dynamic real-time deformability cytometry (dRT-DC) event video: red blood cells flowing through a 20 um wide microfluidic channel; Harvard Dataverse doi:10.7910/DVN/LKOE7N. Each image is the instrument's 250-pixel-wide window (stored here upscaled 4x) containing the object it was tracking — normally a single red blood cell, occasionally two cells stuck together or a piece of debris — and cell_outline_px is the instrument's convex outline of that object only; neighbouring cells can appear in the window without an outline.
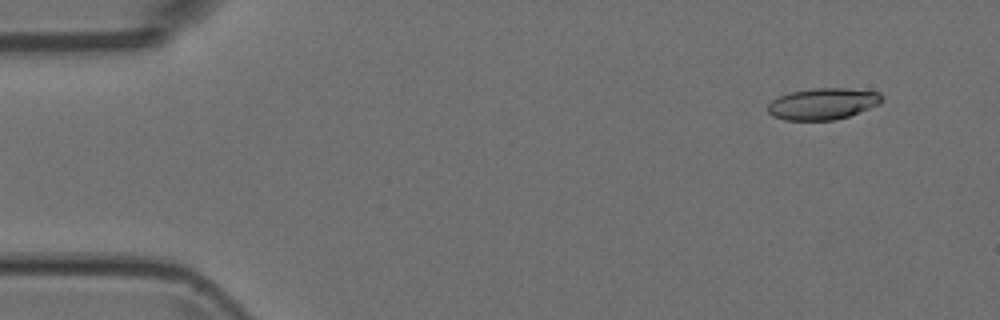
{"species": "Egyptian fruit bat (a non-hibernating species)", "species_latin": "Rousettus aegyptiacus", "temperature_condition": "room temperature", "stored_images_in_passage": 5, "camera_frame_rate_fps": 3000, "um_per_image_px": 0.085, "animal": {"sex": "female"}, "frame": {"image": 1, "passage_image": 2, "time_ms": 0.333, "image_size_px": [1000, 320], "cell_outline_px": [[884, 100], [880, 104], [848, 116], [832, 120], [784, 120], [772, 116], [768, 112], [768, 104], [772, 100], [780, 96], [792, 92], [816, 88], [844, 88], [880, 92]], "centroid_in_image_um": [69.95, 8.82], "position_along_channel_um": 15.0, "area_um2": 20.81}}
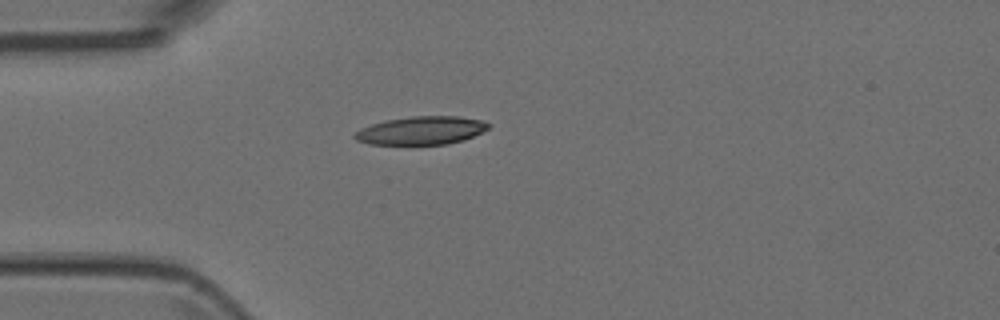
{"frame": {"image": 2, "passage_image": 4, "time_ms": 1.0, "image_size_px": [1000, 320], "cell_outline_px": [[488, 128], [464, 140], [448, 144], [368, 144], [356, 140], [352, 136], [360, 128], [384, 120], [412, 116], [460, 116], [484, 120], [488, 124]], "centroid_in_image_um": [35.78, 11.08], "position_along_channel_um": 49.2, "area_um2": 21.96}}